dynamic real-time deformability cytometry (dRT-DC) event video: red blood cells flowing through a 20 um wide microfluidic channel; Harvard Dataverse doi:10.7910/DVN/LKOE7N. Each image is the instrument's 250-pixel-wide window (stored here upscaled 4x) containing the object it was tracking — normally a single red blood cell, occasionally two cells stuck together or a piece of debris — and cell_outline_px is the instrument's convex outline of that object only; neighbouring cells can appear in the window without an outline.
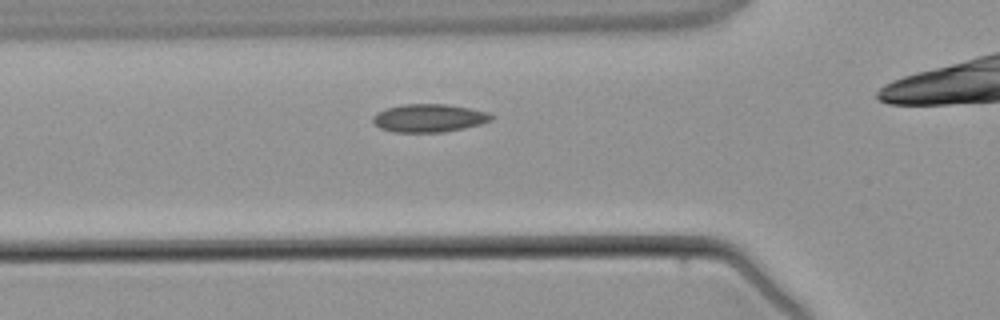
{"species": "common noctule bat (a hibernating species)", "species_latin": "Nyctalus noctula", "temperature_condition": "warm", "stored_images_in_passage": 3, "camera_frame_rate_fps": 3000, "um_per_image_px": 0.085, "animal": {"sex": "male", "body_mass_g": 21.5, "forearm_length_mm": 52.0}, "frame": {"image": 1, "passage_image": 3, "time_ms": 2.667, "image_size_px": [1000, 320], "cell_outline_px": [[496, 116], [492, 120], [480, 124], [464, 128], [444, 132], [392, 132], [380, 128], [372, 120], [372, 116], [376, 112], [384, 108], [404, 104], [448, 104], [488, 112]], "centroid_in_image_um": [36.46, 10.03], "position_along_channel_um": 89.3, "area_um2": 19.54}}